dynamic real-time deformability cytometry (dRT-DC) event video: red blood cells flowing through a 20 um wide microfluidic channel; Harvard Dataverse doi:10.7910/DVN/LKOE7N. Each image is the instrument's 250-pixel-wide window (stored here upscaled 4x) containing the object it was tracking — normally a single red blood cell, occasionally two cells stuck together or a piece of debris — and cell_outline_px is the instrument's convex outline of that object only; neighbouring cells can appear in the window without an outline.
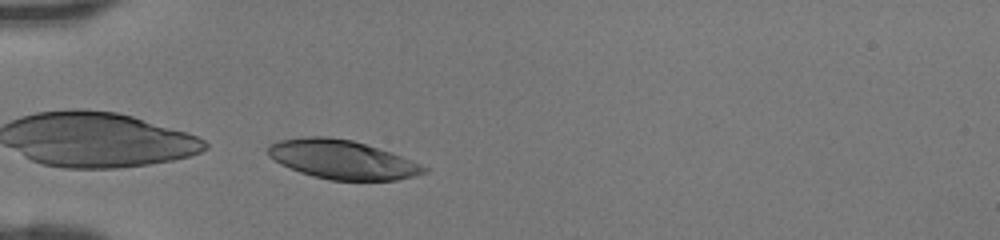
{"species": "human", "species_latin": "Homo sapiens", "temperature_condition": "room temperature", "stored_images_in_passage": 7, "camera_frame_rate_fps": 3000, "um_per_image_px": 0.085, "donor": {"sex": "female"}, "frame": {"image": 1, "passage_image": 7, "time_ms": 2.0, "image_size_px": [1000, 240], "cell_outline_px": [[432, 168], [428, 172], [396, 180], [328, 180], [312, 176], [300, 172], [280, 164], [268, 156], [268, 144], [280, 140], [304, 136], [328, 136], [352, 140], [392, 152]], "centroid_in_image_um": [29.1, 13.56], "position_along_channel_um": 55.9, "area_um2": 35.66}}